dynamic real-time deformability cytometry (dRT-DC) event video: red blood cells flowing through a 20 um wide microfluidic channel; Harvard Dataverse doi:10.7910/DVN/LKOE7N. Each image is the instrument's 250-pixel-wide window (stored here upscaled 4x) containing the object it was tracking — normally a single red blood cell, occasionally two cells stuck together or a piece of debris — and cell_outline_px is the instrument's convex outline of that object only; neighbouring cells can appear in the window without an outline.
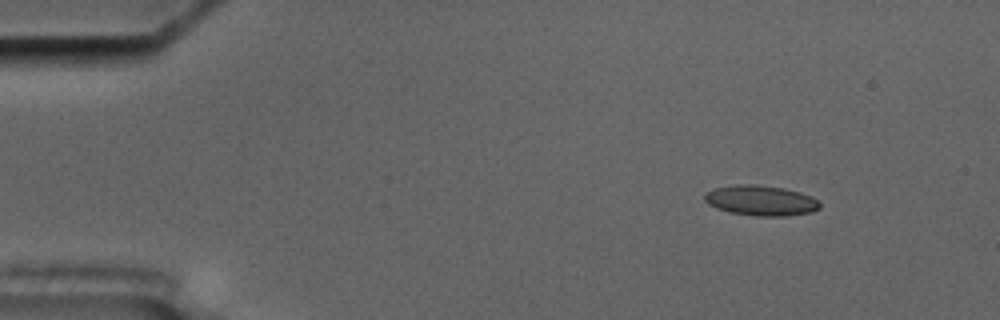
{"species": "common noctule bat (a hibernating species)", "species_latin": "Nyctalus noctula", "temperature_condition": "cold", "stored_images_in_passage": 5, "camera_frame_rate_fps": 3000, "um_per_image_px": 0.085, "animal": {"sex": "male", "body_mass_g": 17.5, "forearm_length_mm": 52.3}, "frame": {"image": 1, "passage_image": 1, "time_ms": 0.0, "image_size_px": [1000, 320], "cell_outline_px": [[820, 208], [812, 212], [788, 216], [756, 216], [728, 212], [716, 208], [708, 204], [704, 200], [704, 196], [708, 192], [716, 188], [736, 184], [756, 184], [784, 188], [800, 192], [812, 196], [820, 204]], "centroid_in_image_um": [64.68, 17.05], "position_along_channel_um": 20.3, "area_um2": 20.4}}
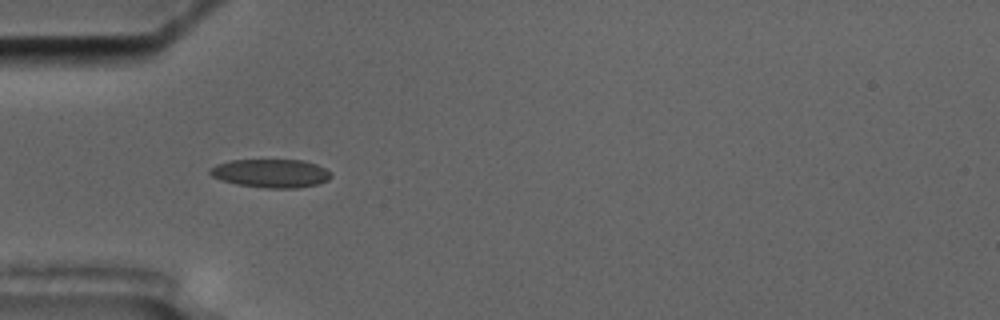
{"frame": {"image": 2, "passage_image": 4, "time_ms": 3.667, "image_size_px": [1000, 320], "cell_outline_px": [[332, 176], [328, 180], [316, 184], [296, 188], [268, 188], [236, 184], [220, 180], [212, 176], [208, 172], [208, 168], [216, 164], [228, 160], [304, 160], [316, 164], [332, 172]], "centroid_in_image_um": [22.99, 14.72], "position_along_channel_um": 62.0, "area_um2": 20.23}}